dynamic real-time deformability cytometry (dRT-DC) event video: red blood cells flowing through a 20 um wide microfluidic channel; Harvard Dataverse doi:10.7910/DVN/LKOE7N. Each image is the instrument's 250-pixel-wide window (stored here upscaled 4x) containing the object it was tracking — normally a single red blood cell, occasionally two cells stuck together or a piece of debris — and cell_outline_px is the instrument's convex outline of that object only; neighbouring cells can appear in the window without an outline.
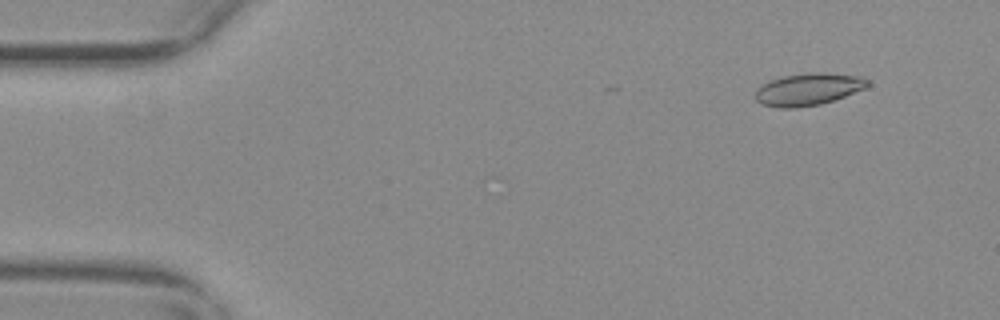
{"species": "common noctule bat (a hibernating species)", "species_latin": "Nyctalus noctula", "temperature_condition": "warm", "stored_images_in_passage": 6, "camera_frame_rate_fps": 3000, "um_per_image_px": 0.085, "animal": {"sex": "female", "body_mass_g": 29.2, "forearm_length_mm": 56.3}, "frame": {"image": 1, "passage_image": 1, "time_ms": 0.0, "image_size_px": [1000, 320], "cell_outline_px": [[868, 84], [864, 88], [844, 96], [820, 104], [796, 108], [780, 108], [764, 104], [756, 100], [756, 88], [772, 80], [784, 76], [808, 72], [820, 72], [860, 76], [868, 80]], "centroid_in_image_um": [68.69, 7.58], "position_along_channel_um": 16.3, "area_um2": 20.69}}